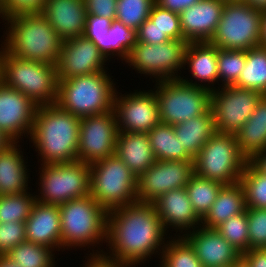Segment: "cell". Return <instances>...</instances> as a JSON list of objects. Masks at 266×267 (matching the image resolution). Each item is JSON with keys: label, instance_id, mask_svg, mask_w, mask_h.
Segmentation results:
<instances>
[{"label": "cell", "instance_id": "obj_1", "mask_svg": "<svg viewBox=\"0 0 266 267\" xmlns=\"http://www.w3.org/2000/svg\"><path fill=\"white\" fill-rule=\"evenodd\" d=\"M166 233L154 204L137 201L108 212L106 246L109 250L91 249L90 254H103L125 267H136L153 254L162 253L166 239L170 238Z\"/></svg>", "mask_w": 266, "mask_h": 267}, {"label": "cell", "instance_id": "obj_2", "mask_svg": "<svg viewBox=\"0 0 266 267\" xmlns=\"http://www.w3.org/2000/svg\"><path fill=\"white\" fill-rule=\"evenodd\" d=\"M80 120L56 103L37 106L29 140L41 157V165L78 160Z\"/></svg>", "mask_w": 266, "mask_h": 267}, {"label": "cell", "instance_id": "obj_3", "mask_svg": "<svg viewBox=\"0 0 266 267\" xmlns=\"http://www.w3.org/2000/svg\"><path fill=\"white\" fill-rule=\"evenodd\" d=\"M3 22L7 29L0 46L9 54L23 60L57 65L63 40L42 13L14 15Z\"/></svg>", "mask_w": 266, "mask_h": 267}, {"label": "cell", "instance_id": "obj_4", "mask_svg": "<svg viewBox=\"0 0 266 267\" xmlns=\"http://www.w3.org/2000/svg\"><path fill=\"white\" fill-rule=\"evenodd\" d=\"M108 71H99L69 79H58L56 104L82 118L113 110L116 88Z\"/></svg>", "mask_w": 266, "mask_h": 267}, {"label": "cell", "instance_id": "obj_5", "mask_svg": "<svg viewBox=\"0 0 266 267\" xmlns=\"http://www.w3.org/2000/svg\"><path fill=\"white\" fill-rule=\"evenodd\" d=\"M62 250L104 244L108 212L90 195L59 205Z\"/></svg>", "mask_w": 266, "mask_h": 267}, {"label": "cell", "instance_id": "obj_6", "mask_svg": "<svg viewBox=\"0 0 266 267\" xmlns=\"http://www.w3.org/2000/svg\"><path fill=\"white\" fill-rule=\"evenodd\" d=\"M1 82L26 95L36 106L55 104L58 97L56 66L23 60L0 48Z\"/></svg>", "mask_w": 266, "mask_h": 267}, {"label": "cell", "instance_id": "obj_7", "mask_svg": "<svg viewBox=\"0 0 266 267\" xmlns=\"http://www.w3.org/2000/svg\"><path fill=\"white\" fill-rule=\"evenodd\" d=\"M136 175L115 154L90 164L89 195L107 211L137 202Z\"/></svg>", "mask_w": 266, "mask_h": 267}, {"label": "cell", "instance_id": "obj_8", "mask_svg": "<svg viewBox=\"0 0 266 267\" xmlns=\"http://www.w3.org/2000/svg\"><path fill=\"white\" fill-rule=\"evenodd\" d=\"M249 160L241 153L236 136L216 132L194 158V173L223 185L238 183Z\"/></svg>", "mask_w": 266, "mask_h": 267}, {"label": "cell", "instance_id": "obj_9", "mask_svg": "<svg viewBox=\"0 0 266 267\" xmlns=\"http://www.w3.org/2000/svg\"><path fill=\"white\" fill-rule=\"evenodd\" d=\"M154 90L161 123L172 126L201 116L211 109V91L181 79L157 81Z\"/></svg>", "mask_w": 266, "mask_h": 267}, {"label": "cell", "instance_id": "obj_10", "mask_svg": "<svg viewBox=\"0 0 266 267\" xmlns=\"http://www.w3.org/2000/svg\"><path fill=\"white\" fill-rule=\"evenodd\" d=\"M42 167V168H41ZM38 170L36 201L61 205L72 199L89 195L90 164L81 161L44 164ZM40 188V189H39Z\"/></svg>", "mask_w": 266, "mask_h": 267}, {"label": "cell", "instance_id": "obj_11", "mask_svg": "<svg viewBox=\"0 0 266 267\" xmlns=\"http://www.w3.org/2000/svg\"><path fill=\"white\" fill-rule=\"evenodd\" d=\"M188 44L184 39L154 45L136 42L125 62L138 73L148 75L150 79L153 76L156 82L180 79L181 73L178 71L186 69L185 53Z\"/></svg>", "mask_w": 266, "mask_h": 267}, {"label": "cell", "instance_id": "obj_12", "mask_svg": "<svg viewBox=\"0 0 266 267\" xmlns=\"http://www.w3.org/2000/svg\"><path fill=\"white\" fill-rule=\"evenodd\" d=\"M262 11L246 3H225L211 45L220 49L249 50L260 46Z\"/></svg>", "mask_w": 266, "mask_h": 267}, {"label": "cell", "instance_id": "obj_13", "mask_svg": "<svg viewBox=\"0 0 266 267\" xmlns=\"http://www.w3.org/2000/svg\"><path fill=\"white\" fill-rule=\"evenodd\" d=\"M263 96L259 91L234 86L218 87L211 91L216 131L235 135L251 117Z\"/></svg>", "mask_w": 266, "mask_h": 267}, {"label": "cell", "instance_id": "obj_14", "mask_svg": "<svg viewBox=\"0 0 266 267\" xmlns=\"http://www.w3.org/2000/svg\"><path fill=\"white\" fill-rule=\"evenodd\" d=\"M134 91L122 94L116 90L113 110L118 132L148 133L160 123L158 100L151 89Z\"/></svg>", "mask_w": 266, "mask_h": 267}, {"label": "cell", "instance_id": "obj_15", "mask_svg": "<svg viewBox=\"0 0 266 267\" xmlns=\"http://www.w3.org/2000/svg\"><path fill=\"white\" fill-rule=\"evenodd\" d=\"M118 127L114 110L80 120L78 161L92 164L115 154Z\"/></svg>", "mask_w": 266, "mask_h": 267}, {"label": "cell", "instance_id": "obj_16", "mask_svg": "<svg viewBox=\"0 0 266 267\" xmlns=\"http://www.w3.org/2000/svg\"><path fill=\"white\" fill-rule=\"evenodd\" d=\"M194 174V161L156 160L137 177L136 199L152 203L160 195L184 188Z\"/></svg>", "mask_w": 266, "mask_h": 267}, {"label": "cell", "instance_id": "obj_17", "mask_svg": "<svg viewBox=\"0 0 266 267\" xmlns=\"http://www.w3.org/2000/svg\"><path fill=\"white\" fill-rule=\"evenodd\" d=\"M106 62L109 63L97 46L86 37L65 40L56 65L58 79L107 71Z\"/></svg>", "mask_w": 266, "mask_h": 267}, {"label": "cell", "instance_id": "obj_18", "mask_svg": "<svg viewBox=\"0 0 266 267\" xmlns=\"http://www.w3.org/2000/svg\"><path fill=\"white\" fill-rule=\"evenodd\" d=\"M36 109L26 95L0 83V130L13 142L23 140V135L29 138Z\"/></svg>", "mask_w": 266, "mask_h": 267}, {"label": "cell", "instance_id": "obj_19", "mask_svg": "<svg viewBox=\"0 0 266 267\" xmlns=\"http://www.w3.org/2000/svg\"><path fill=\"white\" fill-rule=\"evenodd\" d=\"M152 203L167 233L169 231L167 229L171 227V231L175 229L176 233L182 234L174 236L183 237L189 231L201 226V219L194 211L185 187L170 190Z\"/></svg>", "mask_w": 266, "mask_h": 267}, {"label": "cell", "instance_id": "obj_20", "mask_svg": "<svg viewBox=\"0 0 266 267\" xmlns=\"http://www.w3.org/2000/svg\"><path fill=\"white\" fill-rule=\"evenodd\" d=\"M194 248L203 267H231L242 253L231 245L217 229L202 225L183 236Z\"/></svg>", "mask_w": 266, "mask_h": 267}, {"label": "cell", "instance_id": "obj_21", "mask_svg": "<svg viewBox=\"0 0 266 267\" xmlns=\"http://www.w3.org/2000/svg\"><path fill=\"white\" fill-rule=\"evenodd\" d=\"M223 0H200L179 13L182 34L188 42H209L221 19Z\"/></svg>", "mask_w": 266, "mask_h": 267}, {"label": "cell", "instance_id": "obj_22", "mask_svg": "<svg viewBox=\"0 0 266 267\" xmlns=\"http://www.w3.org/2000/svg\"><path fill=\"white\" fill-rule=\"evenodd\" d=\"M25 232L26 241L62 251L59 205L35 201L25 221Z\"/></svg>", "mask_w": 266, "mask_h": 267}, {"label": "cell", "instance_id": "obj_23", "mask_svg": "<svg viewBox=\"0 0 266 267\" xmlns=\"http://www.w3.org/2000/svg\"><path fill=\"white\" fill-rule=\"evenodd\" d=\"M41 13L63 41L83 36L87 16L84 0H45Z\"/></svg>", "mask_w": 266, "mask_h": 267}, {"label": "cell", "instance_id": "obj_24", "mask_svg": "<svg viewBox=\"0 0 266 267\" xmlns=\"http://www.w3.org/2000/svg\"><path fill=\"white\" fill-rule=\"evenodd\" d=\"M186 65L192 75L190 78H194L195 81L183 76L180 77L183 82L210 91L216 89L214 83H218L217 46L209 42H189L185 53Z\"/></svg>", "mask_w": 266, "mask_h": 267}, {"label": "cell", "instance_id": "obj_25", "mask_svg": "<svg viewBox=\"0 0 266 267\" xmlns=\"http://www.w3.org/2000/svg\"><path fill=\"white\" fill-rule=\"evenodd\" d=\"M18 143L13 142L0 151V195L24 193L30 189L28 187L30 174L26 165L28 162Z\"/></svg>", "mask_w": 266, "mask_h": 267}, {"label": "cell", "instance_id": "obj_26", "mask_svg": "<svg viewBox=\"0 0 266 267\" xmlns=\"http://www.w3.org/2000/svg\"><path fill=\"white\" fill-rule=\"evenodd\" d=\"M115 155L136 177L156 161L147 133L118 132Z\"/></svg>", "mask_w": 266, "mask_h": 267}, {"label": "cell", "instance_id": "obj_27", "mask_svg": "<svg viewBox=\"0 0 266 267\" xmlns=\"http://www.w3.org/2000/svg\"><path fill=\"white\" fill-rule=\"evenodd\" d=\"M245 210V192L241 183L224 185L218 192L212 207L201 220V225L205 228L216 229L233 215L243 213Z\"/></svg>", "mask_w": 266, "mask_h": 267}, {"label": "cell", "instance_id": "obj_28", "mask_svg": "<svg viewBox=\"0 0 266 267\" xmlns=\"http://www.w3.org/2000/svg\"><path fill=\"white\" fill-rule=\"evenodd\" d=\"M235 136L241 153L248 160L266 150V95L260 99L251 117Z\"/></svg>", "mask_w": 266, "mask_h": 267}, {"label": "cell", "instance_id": "obj_29", "mask_svg": "<svg viewBox=\"0 0 266 267\" xmlns=\"http://www.w3.org/2000/svg\"><path fill=\"white\" fill-rule=\"evenodd\" d=\"M173 127L177 140L193 159L209 138L217 132L211 109L201 116L181 122Z\"/></svg>", "mask_w": 266, "mask_h": 267}, {"label": "cell", "instance_id": "obj_30", "mask_svg": "<svg viewBox=\"0 0 266 267\" xmlns=\"http://www.w3.org/2000/svg\"><path fill=\"white\" fill-rule=\"evenodd\" d=\"M106 57L107 60L112 56L118 57L125 61L136 43V31L127 27L120 21L112 20L108 34H104L101 39H89Z\"/></svg>", "mask_w": 266, "mask_h": 267}, {"label": "cell", "instance_id": "obj_31", "mask_svg": "<svg viewBox=\"0 0 266 267\" xmlns=\"http://www.w3.org/2000/svg\"><path fill=\"white\" fill-rule=\"evenodd\" d=\"M147 135L156 160L194 161L177 140L172 125L160 122Z\"/></svg>", "mask_w": 266, "mask_h": 267}, {"label": "cell", "instance_id": "obj_32", "mask_svg": "<svg viewBox=\"0 0 266 267\" xmlns=\"http://www.w3.org/2000/svg\"><path fill=\"white\" fill-rule=\"evenodd\" d=\"M240 89L256 90L266 95V48L254 47L246 50V64L233 85Z\"/></svg>", "mask_w": 266, "mask_h": 267}, {"label": "cell", "instance_id": "obj_33", "mask_svg": "<svg viewBox=\"0 0 266 267\" xmlns=\"http://www.w3.org/2000/svg\"><path fill=\"white\" fill-rule=\"evenodd\" d=\"M223 186L220 182L199 177L195 173L191 176L185 188L193 209L201 220L212 207Z\"/></svg>", "mask_w": 266, "mask_h": 267}, {"label": "cell", "instance_id": "obj_34", "mask_svg": "<svg viewBox=\"0 0 266 267\" xmlns=\"http://www.w3.org/2000/svg\"><path fill=\"white\" fill-rule=\"evenodd\" d=\"M54 251L52 248L24 241L13 247L5 256L20 267H55L57 262Z\"/></svg>", "mask_w": 266, "mask_h": 267}, {"label": "cell", "instance_id": "obj_35", "mask_svg": "<svg viewBox=\"0 0 266 267\" xmlns=\"http://www.w3.org/2000/svg\"><path fill=\"white\" fill-rule=\"evenodd\" d=\"M168 240L161 255L158 254L159 267H203L194 248L184 237L171 235Z\"/></svg>", "mask_w": 266, "mask_h": 267}, {"label": "cell", "instance_id": "obj_36", "mask_svg": "<svg viewBox=\"0 0 266 267\" xmlns=\"http://www.w3.org/2000/svg\"><path fill=\"white\" fill-rule=\"evenodd\" d=\"M35 201V192L34 195L29 191L0 195V223L11 221L25 223Z\"/></svg>", "mask_w": 266, "mask_h": 267}, {"label": "cell", "instance_id": "obj_37", "mask_svg": "<svg viewBox=\"0 0 266 267\" xmlns=\"http://www.w3.org/2000/svg\"><path fill=\"white\" fill-rule=\"evenodd\" d=\"M239 182L245 192L246 208H266V175L248 161Z\"/></svg>", "mask_w": 266, "mask_h": 267}, {"label": "cell", "instance_id": "obj_38", "mask_svg": "<svg viewBox=\"0 0 266 267\" xmlns=\"http://www.w3.org/2000/svg\"><path fill=\"white\" fill-rule=\"evenodd\" d=\"M246 64V50L220 49L217 47L218 83L233 86Z\"/></svg>", "mask_w": 266, "mask_h": 267}, {"label": "cell", "instance_id": "obj_39", "mask_svg": "<svg viewBox=\"0 0 266 267\" xmlns=\"http://www.w3.org/2000/svg\"><path fill=\"white\" fill-rule=\"evenodd\" d=\"M155 0H117L116 20L135 31L149 17Z\"/></svg>", "mask_w": 266, "mask_h": 267}, {"label": "cell", "instance_id": "obj_40", "mask_svg": "<svg viewBox=\"0 0 266 267\" xmlns=\"http://www.w3.org/2000/svg\"><path fill=\"white\" fill-rule=\"evenodd\" d=\"M217 231L242 254L249 251L247 208L243 213L233 215L217 228Z\"/></svg>", "mask_w": 266, "mask_h": 267}, {"label": "cell", "instance_id": "obj_41", "mask_svg": "<svg viewBox=\"0 0 266 267\" xmlns=\"http://www.w3.org/2000/svg\"><path fill=\"white\" fill-rule=\"evenodd\" d=\"M170 40L184 39L179 14L154 4L148 17Z\"/></svg>", "mask_w": 266, "mask_h": 267}, {"label": "cell", "instance_id": "obj_42", "mask_svg": "<svg viewBox=\"0 0 266 267\" xmlns=\"http://www.w3.org/2000/svg\"><path fill=\"white\" fill-rule=\"evenodd\" d=\"M249 250L266 248V208H247Z\"/></svg>", "mask_w": 266, "mask_h": 267}, {"label": "cell", "instance_id": "obj_43", "mask_svg": "<svg viewBox=\"0 0 266 267\" xmlns=\"http://www.w3.org/2000/svg\"><path fill=\"white\" fill-rule=\"evenodd\" d=\"M26 241L24 222L0 223V255H6L13 247Z\"/></svg>", "mask_w": 266, "mask_h": 267}, {"label": "cell", "instance_id": "obj_44", "mask_svg": "<svg viewBox=\"0 0 266 267\" xmlns=\"http://www.w3.org/2000/svg\"><path fill=\"white\" fill-rule=\"evenodd\" d=\"M45 0H0V18L19 14L41 13Z\"/></svg>", "mask_w": 266, "mask_h": 267}, {"label": "cell", "instance_id": "obj_45", "mask_svg": "<svg viewBox=\"0 0 266 267\" xmlns=\"http://www.w3.org/2000/svg\"><path fill=\"white\" fill-rule=\"evenodd\" d=\"M169 40V37L149 18H147L136 30V42L154 45Z\"/></svg>", "mask_w": 266, "mask_h": 267}, {"label": "cell", "instance_id": "obj_46", "mask_svg": "<svg viewBox=\"0 0 266 267\" xmlns=\"http://www.w3.org/2000/svg\"><path fill=\"white\" fill-rule=\"evenodd\" d=\"M112 19L103 16L87 14L83 36L87 39H101L108 34Z\"/></svg>", "mask_w": 266, "mask_h": 267}, {"label": "cell", "instance_id": "obj_47", "mask_svg": "<svg viewBox=\"0 0 266 267\" xmlns=\"http://www.w3.org/2000/svg\"><path fill=\"white\" fill-rule=\"evenodd\" d=\"M87 14L116 18L117 0H84Z\"/></svg>", "mask_w": 266, "mask_h": 267}, {"label": "cell", "instance_id": "obj_48", "mask_svg": "<svg viewBox=\"0 0 266 267\" xmlns=\"http://www.w3.org/2000/svg\"><path fill=\"white\" fill-rule=\"evenodd\" d=\"M200 0H155V4L161 8L179 14L184 9L196 4Z\"/></svg>", "mask_w": 266, "mask_h": 267}, {"label": "cell", "instance_id": "obj_49", "mask_svg": "<svg viewBox=\"0 0 266 267\" xmlns=\"http://www.w3.org/2000/svg\"><path fill=\"white\" fill-rule=\"evenodd\" d=\"M88 261L81 267H125L123 264L118 263L115 260L107 258L103 254H89L87 258Z\"/></svg>", "mask_w": 266, "mask_h": 267}, {"label": "cell", "instance_id": "obj_50", "mask_svg": "<svg viewBox=\"0 0 266 267\" xmlns=\"http://www.w3.org/2000/svg\"><path fill=\"white\" fill-rule=\"evenodd\" d=\"M251 267H266V248L250 249L242 254Z\"/></svg>", "mask_w": 266, "mask_h": 267}, {"label": "cell", "instance_id": "obj_51", "mask_svg": "<svg viewBox=\"0 0 266 267\" xmlns=\"http://www.w3.org/2000/svg\"><path fill=\"white\" fill-rule=\"evenodd\" d=\"M249 162L262 174L266 175V150L256 153Z\"/></svg>", "mask_w": 266, "mask_h": 267}, {"label": "cell", "instance_id": "obj_52", "mask_svg": "<svg viewBox=\"0 0 266 267\" xmlns=\"http://www.w3.org/2000/svg\"><path fill=\"white\" fill-rule=\"evenodd\" d=\"M260 46L266 48V10H263L261 15Z\"/></svg>", "mask_w": 266, "mask_h": 267}, {"label": "cell", "instance_id": "obj_53", "mask_svg": "<svg viewBox=\"0 0 266 267\" xmlns=\"http://www.w3.org/2000/svg\"><path fill=\"white\" fill-rule=\"evenodd\" d=\"M246 4L260 11L266 10V0H247Z\"/></svg>", "mask_w": 266, "mask_h": 267}, {"label": "cell", "instance_id": "obj_54", "mask_svg": "<svg viewBox=\"0 0 266 267\" xmlns=\"http://www.w3.org/2000/svg\"><path fill=\"white\" fill-rule=\"evenodd\" d=\"M13 141L0 130V151L6 149Z\"/></svg>", "mask_w": 266, "mask_h": 267}, {"label": "cell", "instance_id": "obj_55", "mask_svg": "<svg viewBox=\"0 0 266 267\" xmlns=\"http://www.w3.org/2000/svg\"><path fill=\"white\" fill-rule=\"evenodd\" d=\"M0 267H20L5 255H0Z\"/></svg>", "mask_w": 266, "mask_h": 267}, {"label": "cell", "instance_id": "obj_56", "mask_svg": "<svg viewBox=\"0 0 266 267\" xmlns=\"http://www.w3.org/2000/svg\"><path fill=\"white\" fill-rule=\"evenodd\" d=\"M231 267H251V265L243 256H241Z\"/></svg>", "mask_w": 266, "mask_h": 267}, {"label": "cell", "instance_id": "obj_57", "mask_svg": "<svg viewBox=\"0 0 266 267\" xmlns=\"http://www.w3.org/2000/svg\"><path fill=\"white\" fill-rule=\"evenodd\" d=\"M225 3H246L247 0H223Z\"/></svg>", "mask_w": 266, "mask_h": 267}, {"label": "cell", "instance_id": "obj_58", "mask_svg": "<svg viewBox=\"0 0 266 267\" xmlns=\"http://www.w3.org/2000/svg\"><path fill=\"white\" fill-rule=\"evenodd\" d=\"M0 83H1V60H0Z\"/></svg>", "mask_w": 266, "mask_h": 267}]
</instances>
